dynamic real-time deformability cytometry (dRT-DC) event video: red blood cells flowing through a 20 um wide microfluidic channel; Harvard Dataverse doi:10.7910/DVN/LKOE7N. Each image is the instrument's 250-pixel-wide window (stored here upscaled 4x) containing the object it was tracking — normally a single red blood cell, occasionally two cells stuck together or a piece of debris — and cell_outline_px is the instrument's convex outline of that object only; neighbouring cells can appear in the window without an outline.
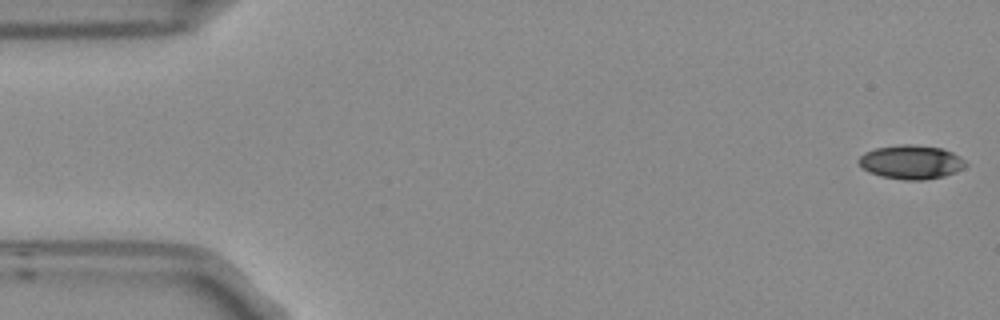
{"species": "Egyptian fruit bat (a non-hibernating species)", "species_latin": "Rousettus aegyptiacus", "temperature_condition": "room temperature", "stored_images_in_passage": 3, "camera_frame_rate_fps": 3000, "um_per_image_px": 0.085, "frame": {"image": 1, "passage_image": 1, "time_ms": 0.0, "image_size_px": [1000, 320], "cell_outline_px": [[968, 164], [964, 168], [956, 172], [944, 176], [924, 180], [904, 180], [880, 176], [868, 172], [856, 160], [864, 152], [876, 148], [904, 144], [912, 144], [940, 148], [952, 152], [960, 156]], "centroid_in_image_um": [77.45, 13.78], "position_along_channel_um": 7.5, "area_um2": 21.21}}